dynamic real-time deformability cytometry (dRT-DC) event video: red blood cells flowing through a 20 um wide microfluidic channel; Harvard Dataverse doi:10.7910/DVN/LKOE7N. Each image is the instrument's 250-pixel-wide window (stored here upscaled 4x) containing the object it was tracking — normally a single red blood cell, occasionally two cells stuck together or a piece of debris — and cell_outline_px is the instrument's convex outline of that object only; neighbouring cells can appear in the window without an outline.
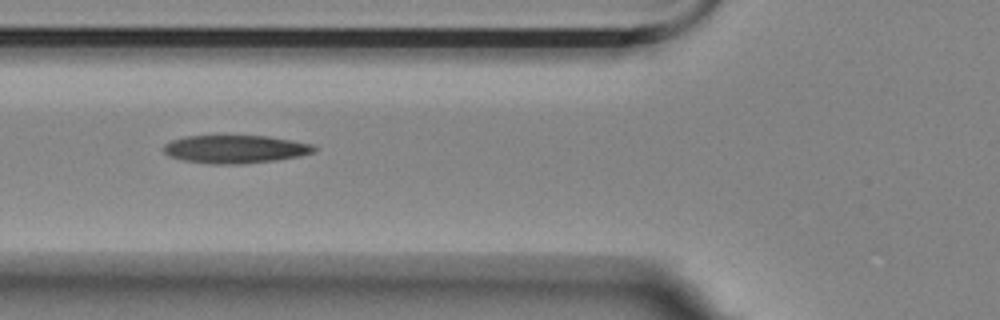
{"species": "Egyptian fruit bat (a non-hibernating species)", "species_latin": "Rousettus aegyptiacus", "temperature_condition": "room temperature", "stored_images_in_passage": 13, "camera_frame_rate_fps": 3000, "um_per_image_px": 0.085, "animal": {"sex": "female"}, "frame": {"image": 1, "passage_image": 5, "time_ms": 1.333, "image_size_px": [1000, 320], "cell_outline_px": [[316, 148], [312, 152], [300, 156], [276, 160], [244, 164], [208, 164], [184, 160], [168, 156], [164, 152], [164, 144], [172, 140], [184, 136], [268, 136], [292, 140], [312, 144]], "centroid_in_image_um": [19.98, 12.68], "position_along_channel_um": 105.8, "area_um2": 24.62}}
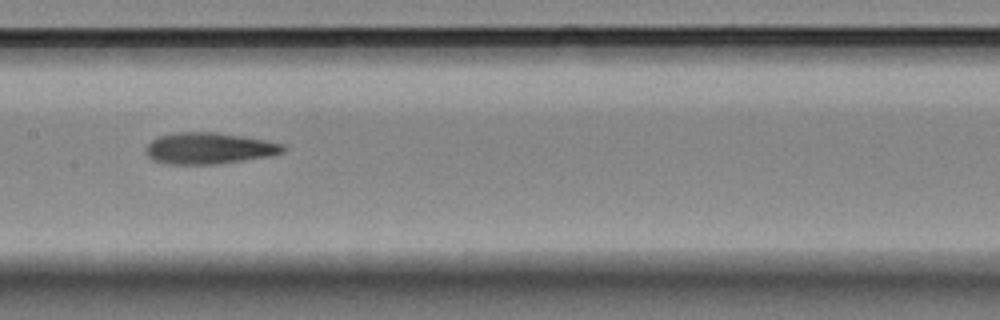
{"frame": {"image": 2, "passage_image": 7, "time_ms": 2.0, "image_size_px": [1000, 320], "cell_outline_px": [[288, 148], [284, 152], [268, 156], [216, 164], [168, 164], [152, 160], [148, 156], [148, 144], [152, 140], [160, 136], [180, 132], [212, 132], [240, 136], [264, 140], [284, 144]], "centroid_in_image_um": [17.79, 12.61], "position_along_channel_um": 189.6, "area_um2": 24.68}}
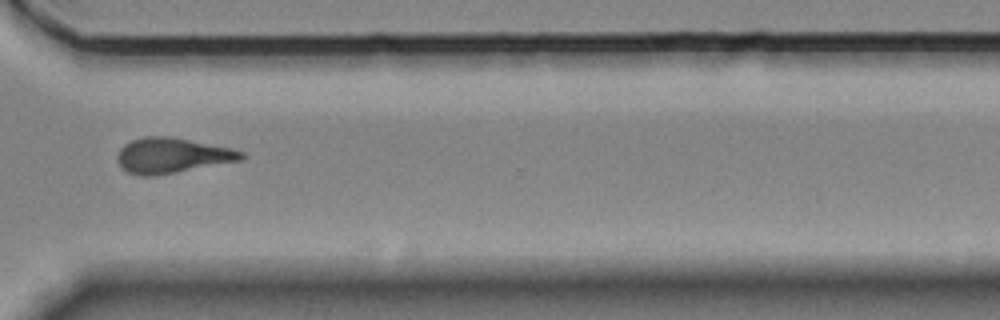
{"frame": {"image": 3, "passage_image": 11, "time_ms": 3.333, "image_size_px": [1000, 320], "cell_outline_px": [[244, 156], [240, 160], [156, 176], [140, 176], [128, 172], [120, 168], [116, 160], [116, 156], [120, 148], [124, 144], [132, 140], [144, 136], [164, 136], [188, 140], [232, 148], [244, 152]], "centroid_in_image_um": [14.55, 13.23], "position_along_channel_um": 356.0, "area_um2": 25.37}}